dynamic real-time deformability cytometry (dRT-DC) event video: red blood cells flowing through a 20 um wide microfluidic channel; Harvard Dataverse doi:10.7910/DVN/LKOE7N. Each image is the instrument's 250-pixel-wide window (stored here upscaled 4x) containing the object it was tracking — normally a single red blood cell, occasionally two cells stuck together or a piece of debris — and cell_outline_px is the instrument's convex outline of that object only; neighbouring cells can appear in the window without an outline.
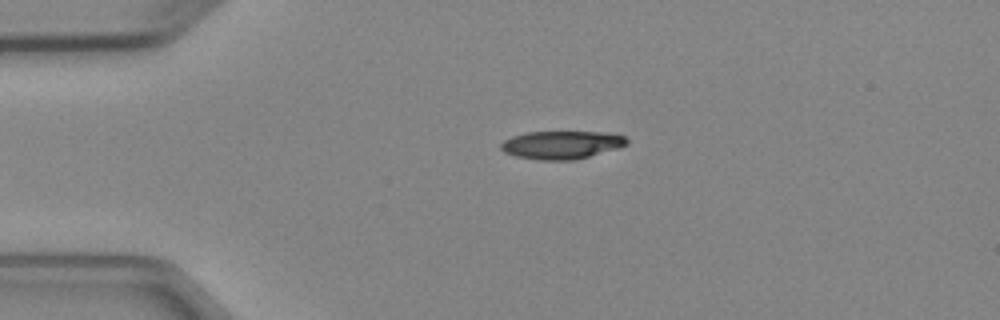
{"species": "Egyptian fruit bat (a non-hibernating species)", "species_latin": "Rousettus aegyptiacus", "temperature_condition": "cold", "stored_images_in_passage": 3, "camera_frame_rate_fps": 3000, "um_per_image_px": 0.085, "animal": {"sex": "female"}, "frame": {"image": 1, "passage_image": 3, "time_ms": 2.333, "image_size_px": [1000, 320], "cell_outline_px": [[628, 144], [620, 148], [576, 160], [536, 160], [516, 156], [504, 152], [500, 148], [500, 144], [504, 140], [512, 136], [528, 132], [608, 132], [624, 136], [628, 140]], "centroid_in_image_um": [47.76, 12.32], "position_along_channel_um": 37.2, "area_um2": 20.81}}